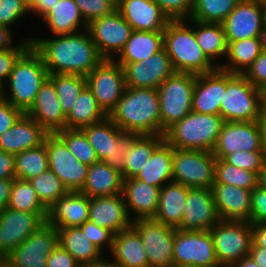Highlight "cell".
I'll return each instance as SVG.
<instances>
[{
	"label": "cell",
	"mask_w": 266,
	"mask_h": 267,
	"mask_svg": "<svg viewBox=\"0 0 266 267\" xmlns=\"http://www.w3.org/2000/svg\"><path fill=\"white\" fill-rule=\"evenodd\" d=\"M32 47L42 56L49 74L87 77L103 60L88 29L52 38H32Z\"/></svg>",
	"instance_id": "1"
},
{
	"label": "cell",
	"mask_w": 266,
	"mask_h": 267,
	"mask_svg": "<svg viewBox=\"0 0 266 267\" xmlns=\"http://www.w3.org/2000/svg\"><path fill=\"white\" fill-rule=\"evenodd\" d=\"M108 116L122 131L161 135L158 90L126 87L122 98Z\"/></svg>",
	"instance_id": "2"
},
{
	"label": "cell",
	"mask_w": 266,
	"mask_h": 267,
	"mask_svg": "<svg viewBox=\"0 0 266 267\" xmlns=\"http://www.w3.org/2000/svg\"><path fill=\"white\" fill-rule=\"evenodd\" d=\"M188 19L171 20L163 32V47L170 57L175 72L195 75L209 73L219 67L213 63L197 44L193 27Z\"/></svg>",
	"instance_id": "3"
},
{
	"label": "cell",
	"mask_w": 266,
	"mask_h": 267,
	"mask_svg": "<svg viewBox=\"0 0 266 267\" xmlns=\"http://www.w3.org/2000/svg\"><path fill=\"white\" fill-rule=\"evenodd\" d=\"M221 115L191 111L169 127L165 140L174 148L213 151L224 124Z\"/></svg>",
	"instance_id": "4"
},
{
	"label": "cell",
	"mask_w": 266,
	"mask_h": 267,
	"mask_svg": "<svg viewBox=\"0 0 266 267\" xmlns=\"http://www.w3.org/2000/svg\"><path fill=\"white\" fill-rule=\"evenodd\" d=\"M48 76L42 56L31 46L18 59L6 81L10 86V95L5 92L6 100L26 113L34 104L37 93Z\"/></svg>",
	"instance_id": "5"
},
{
	"label": "cell",
	"mask_w": 266,
	"mask_h": 267,
	"mask_svg": "<svg viewBox=\"0 0 266 267\" xmlns=\"http://www.w3.org/2000/svg\"><path fill=\"white\" fill-rule=\"evenodd\" d=\"M264 108L263 90L254 87L242 74L226 71V90L220 104L224 121H257Z\"/></svg>",
	"instance_id": "6"
},
{
	"label": "cell",
	"mask_w": 266,
	"mask_h": 267,
	"mask_svg": "<svg viewBox=\"0 0 266 267\" xmlns=\"http://www.w3.org/2000/svg\"><path fill=\"white\" fill-rule=\"evenodd\" d=\"M81 130L92 145L98 160L122 173L125 167L124 155L140 135L122 131L109 116Z\"/></svg>",
	"instance_id": "7"
},
{
	"label": "cell",
	"mask_w": 266,
	"mask_h": 267,
	"mask_svg": "<svg viewBox=\"0 0 266 267\" xmlns=\"http://www.w3.org/2000/svg\"><path fill=\"white\" fill-rule=\"evenodd\" d=\"M196 75L174 72L157 89L159 97L161 136L175 122L192 111Z\"/></svg>",
	"instance_id": "8"
},
{
	"label": "cell",
	"mask_w": 266,
	"mask_h": 267,
	"mask_svg": "<svg viewBox=\"0 0 266 267\" xmlns=\"http://www.w3.org/2000/svg\"><path fill=\"white\" fill-rule=\"evenodd\" d=\"M209 232L221 267H232L242 258L249 256L252 245L250 222L219 220Z\"/></svg>",
	"instance_id": "9"
},
{
	"label": "cell",
	"mask_w": 266,
	"mask_h": 267,
	"mask_svg": "<svg viewBox=\"0 0 266 267\" xmlns=\"http://www.w3.org/2000/svg\"><path fill=\"white\" fill-rule=\"evenodd\" d=\"M216 159L211 151L174 148L173 181L188 188L211 189Z\"/></svg>",
	"instance_id": "10"
},
{
	"label": "cell",
	"mask_w": 266,
	"mask_h": 267,
	"mask_svg": "<svg viewBox=\"0 0 266 267\" xmlns=\"http://www.w3.org/2000/svg\"><path fill=\"white\" fill-rule=\"evenodd\" d=\"M57 245V228L45 221L3 261L10 267H47V258Z\"/></svg>",
	"instance_id": "11"
},
{
	"label": "cell",
	"mask_w": 266,
	"mask_h": 267,
	"mask_svg": "<svg viewBox=\"0 0 266 267\" xmlns=\"http://www.w3.org/2000/svg\"><path fill=\"white\" fill-rule=\"evenodd\" d=\"M86 81L99 106L109 115L126 88L123 67L115 60L103 59L88 74Z\"/></svg>",
	"instance_id": "12"
},
{
	"label": "cell",
	"mask_w": 266,
	"mask_h": 267,
	"mask_svg": "<svg viewBox=\"0 0 266 267\" xmlns=\"http://www.w3.org/2000/svg\"><path fill=\"white\" fill-rule=\"evenodd\" d=\"M132 227L138 232L148 257L149 267H172L176 228L151 219H136Z\"/></svg>",
	"instance_id": "13"
},
{
	"label": "cell",
	"mask_w": 266,
	"mask_h": 267,
	"mask_svg": "<svg viewBox=\"0 0 266 267\" xmlns=\"http://www.w3.org/2000/svg\"><path fill=\"white\" fill-rule=\"evenodd\" d=\"M221 267L209 231L175 230L173 265Z\"/></svg>",
	"instance_id": "14"
},
{
	"label": "cell",
	"mask_w": 266,
	"mask_h": 267,
	"mask_svg": "<svg viewBox=\"0 0 266 267\" xmlns=\"http://www.w3.org/2000/svg\"><path fill=\"white\" fill-rule=\"evenodd\" d=\"M43 143L49 170L58 176L67 191H80L85 185L89 166L77 160L57 134H47Z\"/></svg>",
	"instance_id": "15"
},
{
	"label": "cell",
	"mask_w": 266,
	"mask_h": 267,
	"mask_svg": "<svg viewBox=\"0 0 266 267\" xmlns=\"http://www.w3.org/2000/svg\"><path fill=\"white\" fill-rule=\"evenodd\" d=\"M222 25L227 41L266 37L264 1L241 0Z\"/></svg>",
	"instance_id": "16"
},
{
	"label": "cell",
	"mask_w": 266,
	"mask_h": 267,
	"mask_svg": "<svg viewBox=\"0 0 266 267\" xmlns=\"http://www.w3.org/2000/svg\"><path fill=\"white\" fill-rule=\"evenodd\" d=\"M88 31L103 59L114 60L129 40L132 28L116 9L113 13L92 20Z\"/></svg>",
	"instance_id": "17"
},
{
	"label": "cell",
	"mask_w": 266,
	"mask_h": 267,
	"mask_svg": "<svg viewBox=\"0 0 266 267\" xmlns=\"http://www.w3.org/2000/svg\"><path fill=\"white\" fill-rule=\"evenodd\" d=\"M45 222L37 213L6 207L0 211V260L18 247Z\"/></svg>",
	"instance_id": "18"
},
{
	"label": "cell",
	"mask_w": 266,
	"mask_h": 267,
	"mask_svg": "<svg viewBox=\"0 0 266 267\" xmlns=\"http://www.w3.org/2000/svg\"><path fill=\"white\" fill-rule=\"evenodd\" d=\"M263 151L257 121H225L219 134L213 155L225 159L236 151Z\"/></svg>",
	"instance_id": "19"
},
{
	"label": "cell",
	"mask_w": 266,
	"mask_h": 267,
	"mask_svg": "<svg viewBox=\"0 0 266 267\" xmlns=\"http://www.w3.org/2000/svg\"><path fill=\"white\" fill-rule=\"evenodd\" d=\"M123 70L126 87L152 89L175 72L164 47L143 61L125 64Z\"/></svg>",
	"instance_id": "20"
},
{
	"label": "cell",
	"mask_w": 266,
	"mask_h": 267,
	"mask_svg": "<svg viewBox=\"0 0 266 267\" xmlns=\"http://www.w3.org/2000/svg\"><path fill=\"white\" fill-rule=\"evenodd\" d=\"M219 220L212 190L188 188L182 219L176 229L209 231Z\"/></svg>",
	"instance_id": "21"
},
{
	"label": "cell",
	"mask_w": 266,
	"mask_h": 267,
	"mask_svg": "<svg viewBox=\"0 0 266 267\" xmlns=\"http://www.w3.org/2000/svg\"><path fill=\"white\" fill-rule=\"evenodd\" d=\"M117 10L132 30L164 32L171 21L153 0H122Z\"/></svg>",
	"instance_id": "22"
},
{
	"label": "cell",
	"mask_w": 266,
	"mask_h": 267,
	"mask_svg": "<svg viewBox=\"0 0 266 267\" xmlns=\"http://www.w3.org/2000/svg\"><path fill=\"white\" fill-rule=\"evenodd\" d=\"M26 114L48 134H56L66 128V116L61 109L56 89L49 78L42 84L34 104Z\"/></svg>",
	"instance_id": "23"
},
{
	"label": "cell",
	"mask_w": 266,
	"mask_h": 267,
	"mask_svg": "<svg viewBox=\"0 0 266 267\" xmlns=\"http://www.w3.org/2000/svg\"><path fill=\"white\" fill-rule=\"evenodd\" d=\"M226 90V71L219 67L209 73L196 75L192 111L220 115V104Z\"/></svg>",
	"instance_id": "24"
},
{
	"label": "cell",
	"mask_w": 266,
	"mask_h": 267,
	"mask_svg": "<svg viewBox=\"0 0 266 267\" xmlns=\"http://www.w3.org/2000/svg\"><path fill=\"white\" fill-rule=\"evenodd\" d=\"M89 221L117 234L132 226L123 194L90 198Z\"/></svg>",
	"instance_id": "25"
},
{
	"label": "cell",
	"mask_w": 266,
	"mask_h": 267,
	"mask_svg": "<svg viewBox=\"0 0 266 267\" xmlns=\"http://www.w3.org/2000/svg\"><path fill=\"white\" fill-rule=\"evenodd\" d=\"M211 190L220 220L250 222L252 190L224 183H214Z\"/></svg>",
	"instance_id": "26"
},
{
	"label": "cell",
	"mask_w": 266,
	"mask_h": 267,
	"mask_svg": "<svg viewBox=\"0 0 266 267\" xmlns=\"http://www.w3.org/2000/svg\"><path fill=\"white\" fill-rule=\"evenodd\" d=\"M90 198L79 191H68L47 211L46 221L57 229L79 227L89 218Z\"/></svg>",
	"instance_id": "27"
},
{
	"label": "cell",
	"mask_w": 266,
	"mask_h": 267,
	"mask_svg": "<svg viewBox=\"0 0 266 267\" xmlns=\"http://www.w3.org/2000/svg\"><path fill=\"white\" fill-rule=\"evenodd\" d=\"M130 219H151L157 213L160 189L135 177L123 180L122 191ZM134 213V217L131 213Z\"/></svg>",
	"instance_id": "28"
},
{
	"label": "cell",
	"mask_w": 266,
	"mask_h": 267,
	"mask_svg": "<svg viewBox=\"0 0 266 267\" xmlns=\"http://www.w3.org/2000/svg\"><path fill=\"white\" fill-rule=\"evenodd\" d=\"M47 134L34 119L24 113L0 136V149L15 155L40 146Z\"/></svg>",
	"instance_id": "29"
},
{
	"label": "cell",
	"mask_w": 266,
	"mask_h": 267,
	"mask_svg": "<svg viewBox=\"0 0 266 267\" xmlns=\"http://www.w3.org/2000/svg\"><path fill=\"white\" fill-rule=\"evenodd\" d=\"M122 173L102 161L88 168L84 187L79 191L89 198L122 194Z\"/></svg>",
	"instance_id": "30"
},
{
	"label": "cell",
	"mask_w": 266,
	"mask_h": 267,
	"mask_svg": "<svg viewBox=\"0 0 266 267\" xmlns=\"http://www.w3.org/2000/svg\"><path fill=\"white\" fill-rule=\"evenodd\" d=\"M41 18L54 35L72 34L88 28L74 0H58Z\"/></svg>",
	"instance_id": "31"
},
{
	"label": "cell",
	"mask_w": 266,
	"mask_h": 267,
	"mask_svg": "<svg viewBox=\"0 0 266 267\" xmlns=\"http://www.w3.org/2000/svg\"><path fill=\"white\" fill-rule=\"evenodd\" d=\"M110 253L123 267H149L142 240L132 226L114 235Z\"/></svg>",
	"instance_id": "32"
},
{
	"label": "cell",
	"mask_w": 266,
	"mask_h": 267,
	"mask_svg": "<svg viewBox=\"0 0 266 267\" xmlns=\"http://www.w3.org/2000/svg\"><path fill=\"white\" fill-rule=\"evenodd\" d=\"M173 151L174 147L164 140L135 178L159 189L173 181Z\"/></svg>",
	"instance_id": "33"
},
{
	"label": "cell",
	"mask_w": 266,
	"mask_h": 267,
	"mask_svg": "<svg viewBox=\"0 0 266 267\" xmlns=\"http://www.w3.org/2000/svg\"><path fill=\"white\" fill-rule=\"evenodd\" d=\"M227 43L226 57L228 64L218 62L219 68L233 74H243L266 48V37L227 41Z\"/></svg>",
	"instance_id": "34"
},
{
	"label": "cell",
	"mask_w": 266,
	"mask_h": 267,
	"mask_svg": "<svg viewBox=\"0 0 266 267\" xmlns=\"http://www.w3.org/2000/svg\"><path fill=\"white\" fill-rule=\"evenodd\" d=\"M163 48V32L132 30L129 40L114 59L122 67L127 63L140 62Z\"/></svg>",
	"instance_id": "35"
},
{
	"label": "cell",
	"mask_w": 266,
	"mask_h": 267,
	"mask_svg": "<svg viewBox=\"0 0 266 267\" xmlns=\"http://www.w3.org/2000/svg\"><path fill=\"white\" fill-rule=\"evenodd\" d=\"M188 187L171 181L160 189L157 213L154 220L176 228L182 219Z\"/></svg>",
	"instance_id": "36"
},
{
	"label": "cell",
	"mask_w": 266,
	"mask_h": 267,
	"mask_svg": "<svg viewBox=\"0 0 266 267\" xmlns=\"http://www.w3.org/2000/svg\"><path fill=\"white\" fill-rule=\"evenodd\" d=\"M58 244L69 252L76 262L85 267L102 257V252L88 239L79 227L57 229Z\"/></svg>",
	"instance_id": "37"
},
{
	"label": "cell",
	"mask_w": 266,
	"mask_h": 267,
	"mask_svg": "<svg viewBox=\"0 0 266 267\" xmlns=\"http://www.w3.org/2000/svg\"><path fill=\"white\" fill-rule=\"evenodd\" d=\"M107 116L93 96L91 89L86 85L81 90L71 112L66 117V128L83 129L102 121Z\"/></svg>",
	"instance_id": "38"
},
{
	"label": "cell",
	"mask_w": 266,
	"mask_h": 267,
	"mask_svg": "<svg viewBox=\"0 0 266 267\" xmlns=\"http://www.w3.org/2000/svg\"><path fill=\"white\" fill-rule=\"evenodd\" d=\"M192 24L197 44L212 62L226 56L228 43L222 23H203L189 19V25Z\"/></svg>",
	"instance_id": "39"
},
{
	"label": "cell",
	"mask_w": 266,
	"mask_h": 267,
	"mask_svg": "<svg viewBox=\"0 0 266 267\" xmlns=\"http://www.w3.org/2000/svg\"><path fill=\"white\" fill-rule=\"evenodd\" d=\"M165 140L161 135H140L125 155L123 179L134 178L150 159L154 150Z\"/></svg>",
	"instance_id": "40"
},
{
	"label": "cell",
	"mask_w": 266,
	"mask_h": 267,
	"mask_svg": "<svg viewBox=\"0 0 266 267\" xmlns=\"http://www.w3.org/2000/svg\"><path fill=\"white\" fill-rule=\"evenodd\" d=\"M7 207L39 214L45 221L48 209L40 202L30 181L14 178Z\"/></svg>",
	"instance_id": "41"
},
{
	"label": "cell",
	"mask_w": 266,
	"mask_h": 267,
	"mask_svg": "<svg viewBox=\"0 0 266 267\" xmlns=\"http://www.w3.org/2000/svg\"><path fill=\"white\" fill-rule=\"evenodd\" d=\"M47 170H49V160L44 143L15 154L16 178L29 181Z\"/></svg>",
	"instance_id": "42"
},
{
	"label": "cell",
	"mask_w": 266,
	"mask_h": 267,
	"mask_svg": "<svg viewBox=\"0 0 266 267\" xmlns=\"http://www.w3.org/2000/svg\"><path fill=\"white\" fill-rule=\"evenodd\" d=\"M61 104V109L67 117L71 112L81 90L87 85L86 77L71 74H49Z\"/></svg>",
	"instance_id": "43"
},
{
	"label": "cell",
	"mask_w": 266,
	"mask_h": 267,
	"mask_svg": "<svg viewBox=\"0 0 266 267\" xmlns=\"http://www.w3.org/2000/svg\"><path fill=\"white\" fill-rule=\"evenodd\" d=\"M241 0H194L190 19L203 23H222Z\"/></svg>",
	"instance_id": "44"
},
{
	"label": "cell",
	"mask_w": 266,
	"mask_h": 267,
	"mask_svg": "<svg viewBox=\"0 0 266 267\" xmlns=\"http://www.w3.org/2000/svg\"><path fill=\"white\" fill-rule=\"evenodd\" d=\"M214 183H224L252 190L257 186V174L249 170L235 167L224 159L217 158L215 162Z\"/></svg>",
	"instance_id": "45"
},
{
	"label": "cell",
	"mask_w": 266,
	"mask_h": 267,
	"mask_svg": "<svg viewBox=\"0 0 266 267\" xmlns=\"http://www.w3.org/2000/svg\"><path fill=\"white\" fill-rule=\"evenodd\" d=\"M29 181L34 187L40 202L47 209L68 192L58 176L51 170L40 173Z\"/></svg>",
	"instance_id": "46"
},
{
	"label": "cell",
	"mask_w": 266,
	"mask_h": 267,
	"mask_svg": "<svg viewBox=\"0 0 266 267\" xmlns=\"http://www.w3.org/2000/svg\"><path fill=\"white\" fill-rule=\"evenodd\" d=\"M67 145L71 153L81 163L91 166L98 162L92 145L81 129H63L56 133Z\"/></svg>",
	"instance_id": "47"
},
{
	"label": "cell",
	"mask_w": 266,
	"mask_h": 267,
	"mask_svg": "<svg viewBox=\"0 0 266 267\" xmlns=\"http://www.w3.org/2000/svg\"><path fill=\"white\" fill-rule=\"evenodd\" d=\"M32 38L22 40L14 47L0 50V80L4 83L8 80L18 59L32 46Z\"/></svg>",
	"instance_id": "48"
},
{
	"label": "cell",
	"mask_w": 266,
	"mask_h": 267,
	"mask_svg": "<svg viewBox=\"0 0 266 267\" xmlns=\"http://www.w3.org/2000/svg\"><path fill=\"white\" fill-rule=\"evenodd\" d=\"M85 22L107 16L117 9L114 0H74Z\"/></svg>",
	"instance_id": "49"
},
{
	"label": "cell",
	"mask_w": 266,
	"mask_h": 267,
	"mask_svg": "<svg viewBox=\"0 0 266 267\" xmlns=\"http://www.w3.org/2000/svg\"><path fill=\"white\" fill-rule=\"evenodd\" d=\"M235 167L258 173L266 164V156L263 151H236L225 159Z\"/></svg>",
	"instance_id": "50"
},
{
	"label": "cell",
	"mask_w": 266,
	"mask_h": 267,
	"mask_svg": "<svg viewBox=\"0 0 266 267\" xmlns=\"http://www.w3.org/2000/svg\"><path fill=\"white\" fill-rule=\"evenodd\" d=\"M79 228L102 253L107 246L111 251L115 235L112 231L89 220L85 221Z\"/></svg>",
	"instance_id": "51"
},
{
	"label": "cell",
	"mask_w": 266,
	"mask_h": 267,
	"mask_svg": "<svg viewBox=\"0 0 266 267\" xmlns=\"http://www.w3.org/2000/svg\"><path fill=\"white\" fill-rule=\"evenodd\" d=\"M31 12L20 0H0V25L10 28Z\"/></svg>",
	"instance_id": "52"
},
{
	"label": "cell",
	"mask_w": 266,
	"mask_h": 267,
	"mask_svg": "<svg viewBox=\"0 0 266 267\" xmlns=\"http://www.w3.org/2000/svg\"><path fill=\"white\" fill-rule=\"evenodd\" d=\"M170 20L190 19L194 0H153Z\"/></svg>",
	"instance_id": "53"
},
{
	"label": "cell",
	"mask_w": 266,
	"mask_h": 267,
	"mask_svg": "<svg viewBox=\"0 0 266 267\" xmlns=\"http://www.w3.org/2000/svg\"><path fill=\"white\" fill-rule=\"evenodd\" d=\"M252 85L266 91V48L242 74Z\"/></svg>",
	"instance_id": "54"
},
{
	"label": "cell",
	"mask_w": 266,
	"mask_h": 267,
	"mask_svg": "<svg viewBox=\"0 0 266 267\" xmlns=\"http://www.w3.org/2000/svg\"><path fill=\"white\" fill-rule=\"evenodd\" d=\"M251 224H266V190L258 186L251 191Z\"/></svg>",
	"instance_id": "55"
},
{
	"label": "cell",
	"mask_w": 266,
	"mask_h": 267,
	"mask_svg": "<svg viewBox=\"0 0 266 267\" xmlns=\"http://www.w3.org/2000/svg\"><path fill=\"white\" fill-rule=\"evenodd\" d=\"M24 114L7 100L0 102V136L7 131Z\"/></svg>",
	"instance_id": "56"
},
{
	"label": "cell",
	"mask_w": 266,
	"mask_h": 267,
	"mask_svg": "<svg viewBox=\"0 0 266 267\" xmlns=\"http://www.w3.org/2000/svg\"><path fill=\"white\" fill-rule=\"evenodd\" d=\"M47 267H81L61 245H57L47 258Z\"/></svg>",
	"instance_id": "57"
},
{
	"label": "cell",
	"mask_w": 266,
	"mask_h": 267,
	"mask_svg": "<svg viewBox=\"0 0 266 267\" xmlns=\"http://www.w3.org/2000/svg\"><path fill=\"white\" fill-rule=\"evenodd\" d=\"M15 155L0 149V179H14Z\"/></svg>",
	"instance_id": "58"
},
{
	"label": "cell",
	"mask_w": 266,
	"mask_h": 267,
	"mask_svg": "<svg viewBox=\"0 0 266 267\" xmlns=\"http://www.w3.org/2000/svg\"><path fill=\"white\" fill-rule=\"evenodd\" d=\"M252 245L266 248V224H251Z\"/></svg>",
	"instance_id": "59"
},
{
	"label": "cell",
	"mask_w": 266,
	"mask_h": 267,
	"mask_svg": "<svg viewBox=\"0 0 266 267\" xmlns=\"http://www.w3.org/2000/svg\"><path fill=\"white\" fill-rule=\"evenodd\" d=\"M14 179H0V211L9 203L11 186Z\"/></svg>",
	"instance_id": "60"
},
{
	"label": "cell",
	"mask_w": 266,
	"mask_h": 267,
	"mask_svg": "<svg viewBox=\"0 0 266 267\" xmlns=\"http://www.w3.org/2000/svg\"><path fill=\"white\" fill-rule=\"evenodd\" d=\"M13 36L11 28L0 25V50L8 49L13 46Z\"/></svg>",
	"instance_id": "61"
},
{
	"label": "cell",
	"mask_w": 266,
	"mask_h": 267,
	"mask_svg": "<svg viewBox=\"0 0 266 267\" xmlns=\"http://www.w3.org/2000/svg\"><path fill=\"white\" fill-rule=\"evenodd\" d=\"M249 256L259 267H266V248L251 246Z\"/></svg>",
	"instance_id": "62"
},
{
	"label": "cell",
	"mask_w": 266,
	"mask_h": 267,
	"mask_svg": "<svg viewBox=\"0 0 266 267\" xmlns=\"http://www.w3.org/2000/svg\"><path fill=\"white\" fill-rule=\"evenodd\" d=\"M58 0H37L36 7L31 13H36L39 17H42L52 6L57 3Z\"/></svg>",
	"instance_id": "63"
},
{
	"label": "cell",
	"mask_w": 266,
	"mask_h": 267,
	"mask_svg": "<svg viewBox=\"0 0 266 267\" xmlns=\"http://www.w3.org/2000/svg\"><path fill=\"white\" fill-rule=\"evenodd\" d=\"M259 131L262 139L263 152L266 156V107L262 110L259 118L257 119Z\"/></svg>",
	"instance_id": "64"
},
{
	"label": "cell",
	"mask_w": 266,
	"mask_h": 267,
	"mask_svg": "<svg viewBox=\"0 0 266 267\" xmlns=\"http://www.w3.org/2000/svg\"><path fill=\"white\" fill-rule=\"evenodd\" d=\"M85 267H123L119 263H117L115 260H108L101 257L99 260L94 262L91 265L85 266Z\"/></svg>",
	"instance_id": "65"
},
{
	"label": "cell",
	"mask_w": 266,
	"mask_h": 267,
	"mask_svg": "<svg viewBox=\"0 0 266 267\" xmlns=\"http://www.w3.org/2000/svg\"><path fill=\"white\" fill-rule=\"evenodd\" d=\"M232 267H259V266L250 256H247L236 262Z\"/></svg>",
	"instance_id": "66"
},
{
	"label": "cell",
	"mask_w": 266,
	"mask_h": 267,
	"mask_svg": "<svg viewBox=\"0 0 266 267\" xmlns=\"http://www.w3.org/2000/svg\"><path fill=\"white\" fill-rule=\"evenodd\" d=\"M257 186L266 190V164L257 173Z\"/></svg>",
	"instance_id": "67"
},
{
	"label": "cell",
	"mask_w": 266,
	"mask_h": 267,
	"mask_svg": "<svg viewBox=\"0 0 266 267\" xmlns=\"http://www.w3.org/2000/svg\"><path fill=\"white\" fill-rule=\"evenodd\" d=\"M26 8L31 12L36 7L37 0H20Z\"/></svg>",
	"instance_id": "68"
},
{
	"label": "cell",
	"mask_w": 266,
	"mask_h": 267,
	"mask_svg": "<svg viewBox=\"0 0 266 267\" xmlns=\"http://www.w3.org/2000/svg\"><path fill=\"white\" fill-rule=\"evenodd\" d=\"M4 84H6V83H4L2 80H0V102L6 100V94H5L6 91H4V90H5V88H8V87H6Z\"/></svg>",
	"instance_id": "69"
},
{
	"label": "cell",
	"mask_w": 266,
	"mask_h": 267,
	"mask_svg": "<svg viewBox=\"0 0 266 267\" xmlns=\"http://www.w3.org/2000/svg\"><path fill=\"white\" fill-rule=\"evenodd\" d=\"M172 267H201V266H195V265H173Z\"/></svg>",
	"instance_id": "70"
},
{
	"label": "cell",
	"mask_w": 266,
	"mask_h": 267,
	"mask_svg": "<svg viewBox=\"0 0 266 267\" xmlns=\"http://www.w3.org/2000/svg\"><path fill=\"white\" fill-rule=\"evenodd\" d=\"M0 267H10L7 263H5L3 260H0Z\"/></svg>",
	"instance_id": "71"
},
{
	"label": "cell",
	"mask_w": 266,
	"mask_h": 267,
	"mask_svg": "<svg viewBox=\"0 0 266 267\" xmlns=\"http://www.w3.org/2000/svg\"><path fill=\"white\" fill-rule=\"evenodd\" d=\"M265 107H266V91H264Z\"/></svg>",
	"instance_id": "72"
},
{
	"label": "cell",
	"mask_w": 266,
	"mask_h": 267,
	"mask_svg": "<svg viewBox=\"0 0 266 267\" xmlns=\"http://www.w3.org/2000/svg\"><path fill=\"white\" fill-rule=\"evenodd\" d=\"M116 4H118L119 2H121L122 0H114Z\"/></svg>",
	"instance_id": "73"
}]
</instances>
